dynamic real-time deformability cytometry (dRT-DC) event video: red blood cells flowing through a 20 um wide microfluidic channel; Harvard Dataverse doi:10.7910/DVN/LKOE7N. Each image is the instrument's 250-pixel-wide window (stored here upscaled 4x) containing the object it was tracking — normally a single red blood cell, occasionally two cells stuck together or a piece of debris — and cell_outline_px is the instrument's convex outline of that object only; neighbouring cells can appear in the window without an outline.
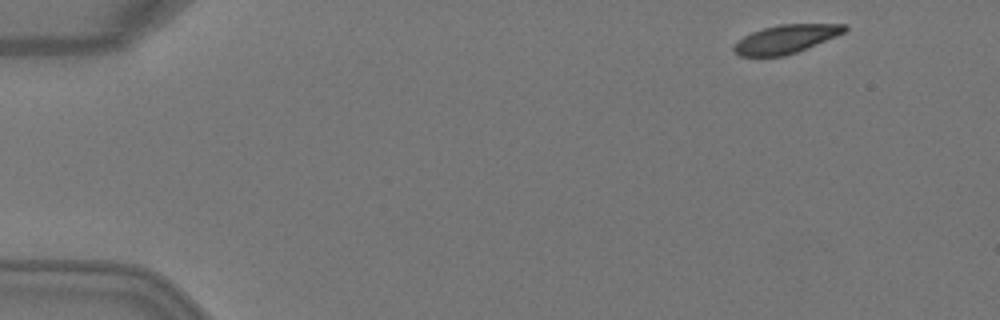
{"species": "Egyptian fruit bat (a non-hibernating species)", "species_latin": "Rousettus aegyptiacus", "temperature_condition": "warm", "stored_images_in_passage": 4, "camera_frame_rate_fps": 3000, "um_per_image_px": 0.085, "animal": {"sex": "female"}, "frame": {"image": 1, "passage_image": 1, "time_ms": 0.0, "image_size_px": [1000, 320], "cell_outline_px": [[848, 28], [844, 32], [836, 36], [796, 52], [784, 56], [740, 56], [732, 48], [744, 36], [752, 32], [764, 28], [780, 24], [844, 24]], "centroid_in_image_um": [66.8, 3.31], "position_along_channel_um": 18.2, "area_um2": 17.98}}
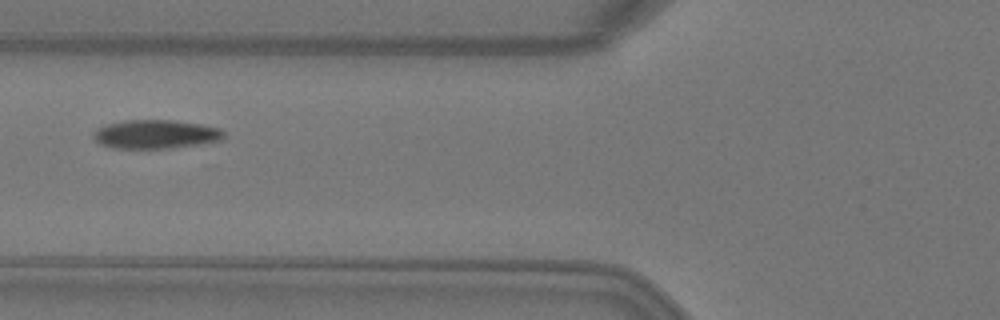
{"frame": {"image": 2, "passage_image": 4, "time_ms": 1.0, "image_size_px": [1000, 320], "cell_outline_px": [[224, 136], [220, 140], [196, 144], [168, 148], [112, 148], [100, 144], [92, 136], [92, 132], [96, 128], [108, 124], [124, 120], [172, 120], [200, 124], [220, 128], [224, 132]], "centroid_in_image_um": [13.18, 11.4], "position_along_channel_um": 112.6, "area_um2": 21.73}}